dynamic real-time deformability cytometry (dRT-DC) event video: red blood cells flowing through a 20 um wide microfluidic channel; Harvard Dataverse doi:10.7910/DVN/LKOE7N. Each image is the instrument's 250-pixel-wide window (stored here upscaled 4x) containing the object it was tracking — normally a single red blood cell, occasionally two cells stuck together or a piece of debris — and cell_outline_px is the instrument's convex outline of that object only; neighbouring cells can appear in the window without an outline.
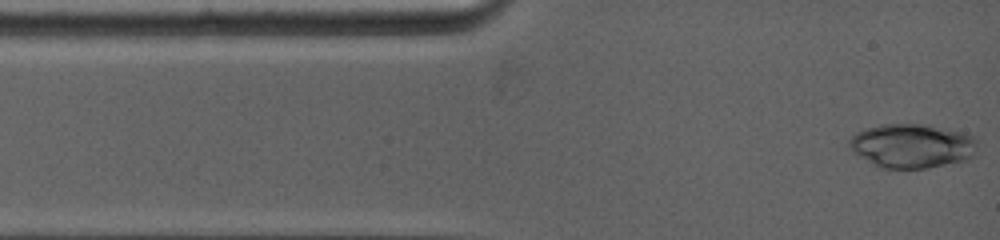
{"species": "common noctule bat (a hibernating species)", "species_latin": "Nyctalus noctula", "temperature_condition": "warm", "stored_images_in_passage": 45, "camera_frame_rate_fps": 5000, "um_per_image_px": 0.085, "animal": {"sex": "female", "body_mass_g": 19.0, "forearm_length_mm": 53.3}, "frame": {"image": 1, "passage_image": 1, "time_ms": 0.0, "image_size_px": [1000, 240], "cell_outline_px": [[976, 140], [972, 156], [964, 160], [928, 168], [876, 168], [852, 152], [848, 148], [848, 140], [856, 132], [868, 128], [884, 124], [920, 124], [960, 132], [972, 136]], "centroid_in_image_um": [77.41, 12.42], "position_along_channel_um": 7.6, "area_um2": 32.71}}
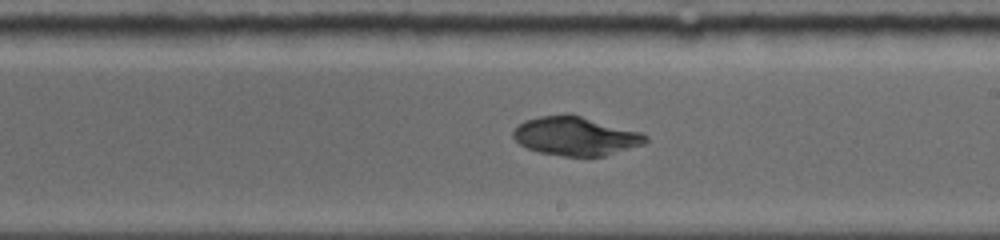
{"frame": {"image": 2, "passage_image": 30, "time_ms": 7.0, "image_size_px": [1000, 240], "cell_outline_px": [[648, 140], [644, 144], [604, 156], [564, 156], [540, 152], [528, 148], [520, 144], [512, 136], [512, 132], [524, 120], [540, 116], [564, 112], [568, 112], [644, 132], [648, 136]], "centroid_in_image_um": [48.96, 11.54], "position_along_channel_um": 240.0, "area_um2": 30.35}}
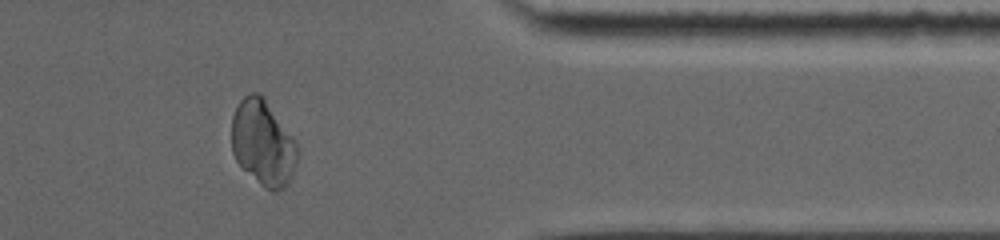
{"frame": {"image": 3, "passage_image": 44, "time_ms": 11.2, "image_size_px": [1000, 240], "cell_outline_px": [[300, 156], [288, 184], [284, 188], [276, 192], [272, 192], [264, 188], [236, 160], [232, 152], [232, 116], [240, 100], [244, 96], [252, 92], [260, 92], [264, 96], [296, 140], [300, 148]], "centroid_in_image_um": [22.4, 12.14], "position_along_channel_um": 389.0, "area_um2": 33.35}}